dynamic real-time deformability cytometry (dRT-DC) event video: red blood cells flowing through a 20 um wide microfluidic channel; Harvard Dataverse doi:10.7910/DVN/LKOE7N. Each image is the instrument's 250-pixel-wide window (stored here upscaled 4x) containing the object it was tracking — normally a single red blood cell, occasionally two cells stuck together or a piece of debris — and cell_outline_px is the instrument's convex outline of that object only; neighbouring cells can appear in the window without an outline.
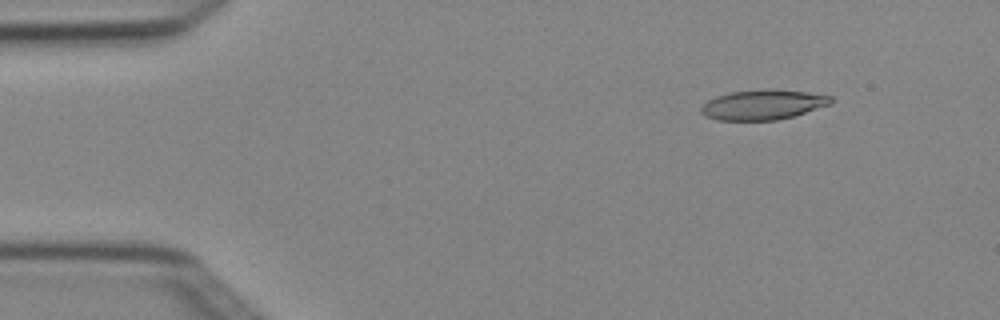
{"species": "Egyptian fruit bat (a non-hibernating species)", "species_latin": "Rousettus aegyptiacus", "temperature_condition": "cold", "stored_images_in_passage": 5, "camera_frame_rate_fps": 3000, "um_per_image_px": 0.085, "animal": {"sex": "female"}, "frame": {"image": 1, "passage_image": 2, "time_ms": 0.333, "image_size_px": [1000, 320], "cell_outline_px": [[832, 104], [792, 116], [776, 120], [716, 120], [704, 116], [700, 112], [700, 108], [708, 100], [716, 96], [728, 92], [764, 88], [768, 88], [804, 92], [832, 96]], "centroid_in_image_um": [64.81, 8.89], "position_along_channel_um": 20.2, "area_um2": 22.77}}